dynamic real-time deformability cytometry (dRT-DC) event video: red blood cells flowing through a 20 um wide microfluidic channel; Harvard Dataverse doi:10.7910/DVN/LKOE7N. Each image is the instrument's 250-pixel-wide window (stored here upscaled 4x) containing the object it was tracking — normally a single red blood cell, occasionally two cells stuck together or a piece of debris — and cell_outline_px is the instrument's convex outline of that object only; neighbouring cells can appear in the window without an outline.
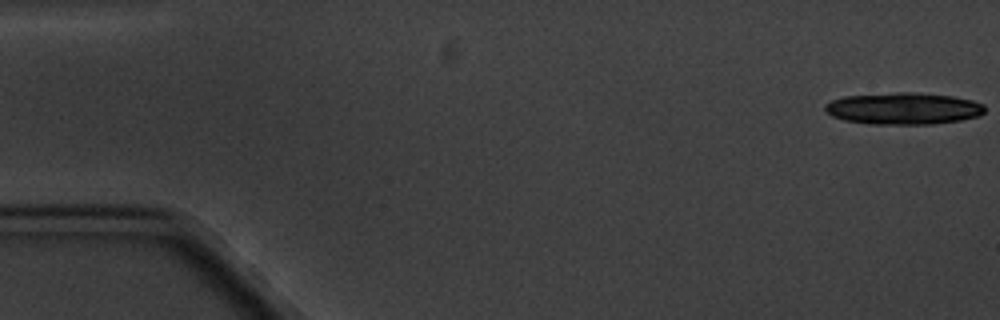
{"species": "common noctule bat (a hibernating species)", "species_latin": "Nyctalus noctula", "temperature_condition": "cold", "stored_images_in_passage": 4, "camera_frame_rate_fps": 3000, "um_per_image_px": 0.085, "animal": {"sex": "male", "body_mass_g": 20.1, "forearm_length_mm": 53.5}, "frame": {"image": 1, "passage_image": 1, "time_ms": 0.0, "image_size_px": [1000, 320], "cell_outline_px": [[984, 112], [980, 116], [960, 120], [932, 124], [872, 124], [844, 120], [832, 116], [824, 108], [824, 104], [832, 100], [844, 96], [896, 92], [912, 92], [952, 96], [972, 100], [984, 104]], "centroid_in_image_um": [76.79, 9.22], "position_along_channel_um": 8.2, "area_um2": 29.65}}